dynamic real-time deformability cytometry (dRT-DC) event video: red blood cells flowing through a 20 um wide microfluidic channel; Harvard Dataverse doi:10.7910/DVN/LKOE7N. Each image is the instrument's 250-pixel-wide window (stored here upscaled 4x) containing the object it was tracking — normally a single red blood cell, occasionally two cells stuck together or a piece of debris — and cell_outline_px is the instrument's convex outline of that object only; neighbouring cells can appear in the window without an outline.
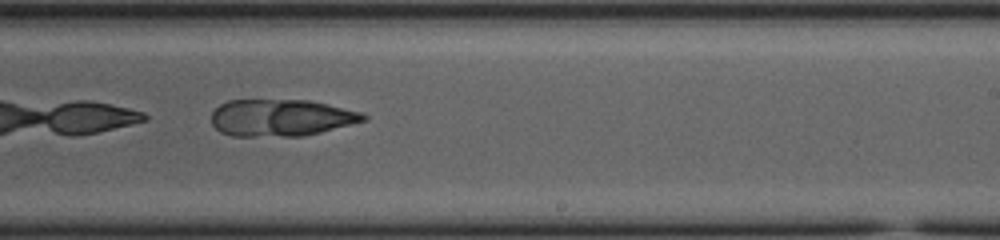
{"species": "common noctule bat (a hibernating species)", "species_latin": "Nyctalus noctula", "temperature_condition": "cold", "stored_images_in_passage": 37, "camera_frame_rate_fps": 3000, "um_per_image_px": 0.085, "animal": {"sex": "female", "body_mass_g": 23.0, "forearm_length_mm": 53.4}, "frame": {"image": 1, "passage_image": 17, "time_ms": 5.333, "image_size_px": [1000, 240], "cell_outline_px": [[368, 120], [304, 136], [232, 136], [220, 132], [212, 124], [212, 112], [220, 104], [228, 100], [308, 100], [328, 104], [360, 112], [368, 116]], "centroid_in_image_um": [23.88, 10.01], "position_along_channel_um": 265.1, "area_um2": 32.71}}
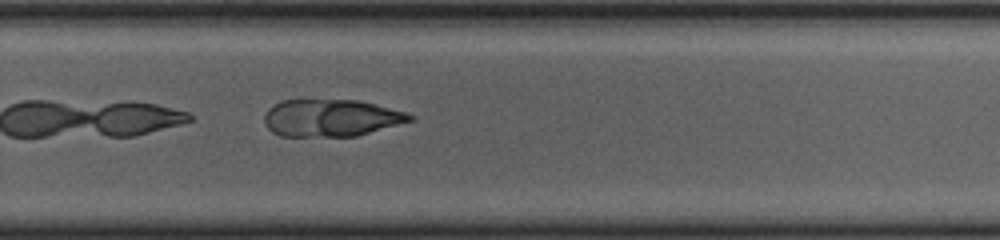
{"frame": {"image": 2, "passage_image": 20, "time_ms": 6.333, "image_size_px": [1000, 240], "cell_outline_px": [[416, 116], [412, 120], [356, 136], [280, 136], [272, 132], [264, 124], [264, 116], [268, 108], [272, 104], [284, 100], [360, 100], [376, 104], [404, 112]], "centroid_in_image_um": [28.09, 10.02], "position_along_channel_um": 301.7, "area_um2": 31.44}}
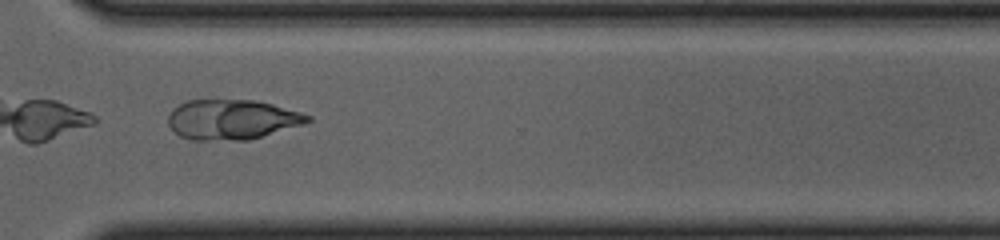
{"frame": {"image": 3, "passage_image": 24, "time_ms": 7.667, "image_size_px": [1000, 240], "cell_outline_px": [[312, 120], [304, 124], [248, 140], [192, 140], [180, 136], [168, 124], [168, 116], [172, 108], [188, 100], [256, 100], [272, 104], [300, 112], [312, 116]], "centroid_in_image_um": [19.72, 10.16], "position_along_channel_um": 350.9, "area_um2": 32.43}}